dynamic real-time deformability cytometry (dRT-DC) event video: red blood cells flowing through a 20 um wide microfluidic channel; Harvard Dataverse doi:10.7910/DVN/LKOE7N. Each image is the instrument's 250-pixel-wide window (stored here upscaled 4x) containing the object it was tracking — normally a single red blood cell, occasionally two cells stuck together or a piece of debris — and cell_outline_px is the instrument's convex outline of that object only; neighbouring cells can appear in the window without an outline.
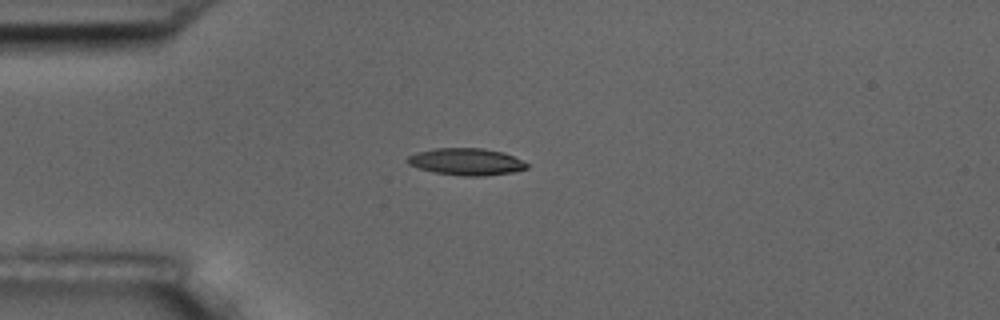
{"species": "common noctule bat (a hibernating species)", "species_latin": "Nyctalus noctula", "temperature_condition": "room temperature", "stored_images_in_passage": 3, "camera_frame_rate_fps": 3000, "um_per_image_px": 0.085, "animal": {"sex": "male", "body_mass_g": 17.5, "forearm_length_mm": 52.3}, "frame": {"image": 1, "passage_image": 1, "time_ms": 0.0, "image_size_px": [1000, 320], "cell_outline_px": [[528, 168], [512, 172], [484, 176], [464, 176], [432, 172], [408, 164], [404, 160], [408, 156], [416, 152], [436, 148], [484, 148], [500, 152], [512, 156], [528, 164]], "centroid_in_image_um": [39.58, 13.75], "position_along_channel_um": 45.4, "area_um2": 18.67}}